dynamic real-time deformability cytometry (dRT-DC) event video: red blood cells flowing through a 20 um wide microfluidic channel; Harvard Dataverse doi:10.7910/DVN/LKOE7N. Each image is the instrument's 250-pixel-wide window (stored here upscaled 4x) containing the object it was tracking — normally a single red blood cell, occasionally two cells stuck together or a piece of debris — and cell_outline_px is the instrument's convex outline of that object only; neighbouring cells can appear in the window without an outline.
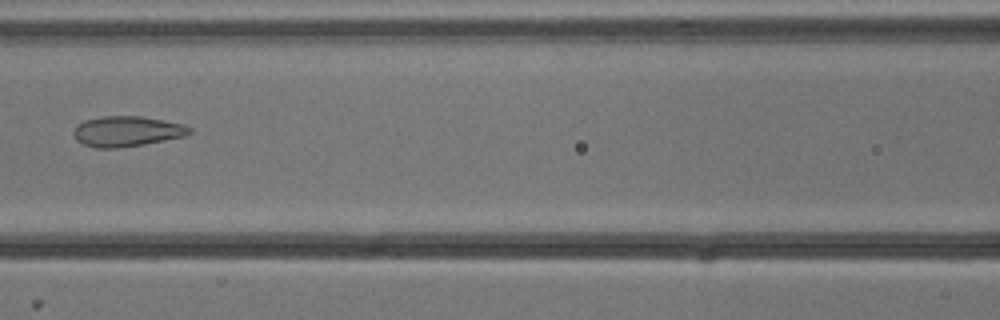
{"species": "common noctule bat (a hibernating species)", "species_latin": "Nyctalus noctula", "temperature_condition": "cold", "stored_images_in_passage": 8, "camera_frame_rate_fps": 3000, "um_per_image_px": 0.085, "animal": {"sex": "male", "body_mass_g": 13.3}, "frame": {"image": 1, "passage_image": 7, "time_ms": 2.0, "image_size_px": [1000, 320], "cell_outline_px": [[192, 132], [184, 136], [144, 144], [116, 148], [96, 148], [84, 144], [76, 140], [72, 132], [76, 124], [84, 120], [104, 116], [140, 116], [164, 120], [184, 124], [192, 128]], "centroid_in_image_um": [10.77, 11.15], "position_along_channel_um": 155.8, "area_um2": 20.58}}
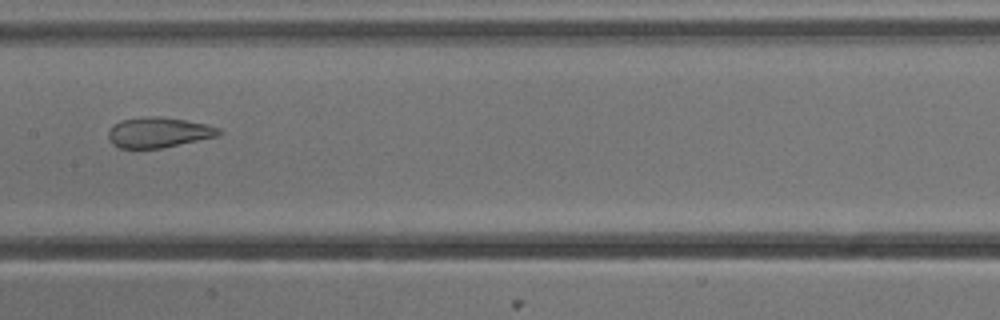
{"frame": {"image": 2, "passage_image": 8, "time_ms": 2.333, "image_size_px": [1000, 320], "cell_outline_px": [[224, 132], [216, 136], [160, 148], [120, 148], [112, 144], [108, 140], [108, 132], [112, 124], [120, 120], [144, 116], [160, 116], [208, 124], [220, 128]], "centroid_in_image_um": [13.44, 11.24], "position_along_channel_um": 194.0, "area_um2": 19.59}}